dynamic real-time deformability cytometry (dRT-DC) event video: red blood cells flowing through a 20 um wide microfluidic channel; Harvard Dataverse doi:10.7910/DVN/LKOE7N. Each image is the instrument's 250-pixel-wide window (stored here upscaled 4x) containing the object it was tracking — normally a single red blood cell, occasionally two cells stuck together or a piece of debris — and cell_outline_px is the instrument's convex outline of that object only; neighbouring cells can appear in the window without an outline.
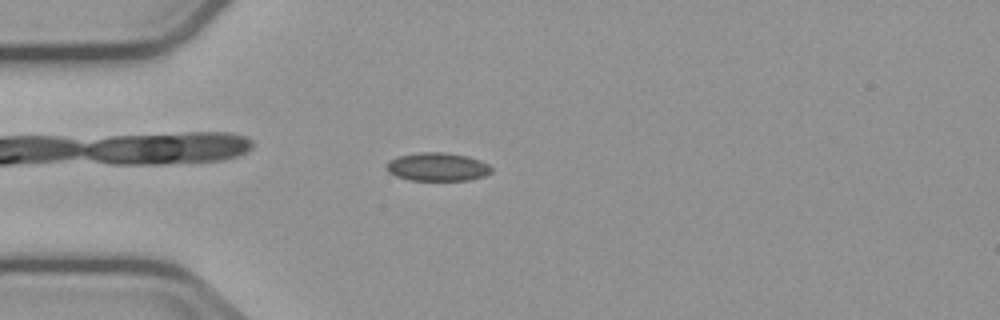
{"species": "common noctule bat (a hibernating species)", "species_latin": "Nyctalus noctula", "temperature_condition": "cold", "stored_images_in_passage": 5, "camera_frame_rate_fps": 3000, "um_per_image_px": 0.085, "animal": {"sex": "male", "body_mass_g": 23.1, "forearm_length_mm": 52.7}, "frame": {"image": 1, "passage_image": 5, "time_ms": 4.667, "image_size_px": [1000, 320], "cell_outline_px": [[492, 172], [484, 176], [468, 180], [408, 180], [396, 176], [388, 172], [384, 168], [388, 160], [400, 156], [420, 152], [448, 152], [468, 156], [480, 160], [488, 164], [492, 168]], "centroid_in_image_um": [37.17, 14.18], "position_along_channel_um": 47.8, "area_um2": 17.51}}